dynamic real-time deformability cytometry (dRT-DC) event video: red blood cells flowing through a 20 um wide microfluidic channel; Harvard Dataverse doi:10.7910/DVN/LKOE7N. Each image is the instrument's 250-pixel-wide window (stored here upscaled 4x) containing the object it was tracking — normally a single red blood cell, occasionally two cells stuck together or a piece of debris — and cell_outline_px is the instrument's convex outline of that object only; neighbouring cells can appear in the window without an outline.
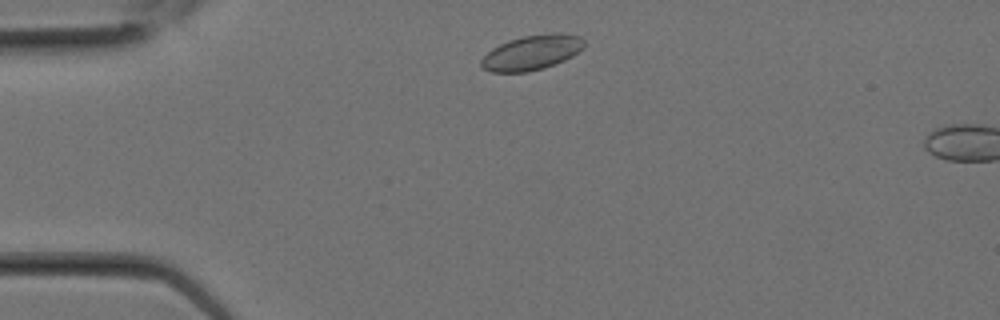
{"species": "Egyptian fruit bat (a non-hibernating species)", "species_latin": "Rousettus aegyptiacus", "temperature_condition": "room temperature", "stored_images_in_passage": 3, "camera_frame_rate_fps": 3000, "um_per_image_px": 0.085, "animal": {"sex": "female"}, "frame": {"image": 1, "passage_image": 1, "time_ms": 0.0, "image_size_px": [1000, 320], "cell_outline_px": [[584, 48], [572, 56], [564, 60], [544, 68], [528, 72], [492, 72], [480, 68], [480, 60], [492, 48], [508, 40], [524, 36], [552, 32], [560, 32], [580, 36], [584, 40]], "centroid_in_image_um": [45.2, 4.46], "position_along_channel_um": 39.8, "area_um2": 21.1}}